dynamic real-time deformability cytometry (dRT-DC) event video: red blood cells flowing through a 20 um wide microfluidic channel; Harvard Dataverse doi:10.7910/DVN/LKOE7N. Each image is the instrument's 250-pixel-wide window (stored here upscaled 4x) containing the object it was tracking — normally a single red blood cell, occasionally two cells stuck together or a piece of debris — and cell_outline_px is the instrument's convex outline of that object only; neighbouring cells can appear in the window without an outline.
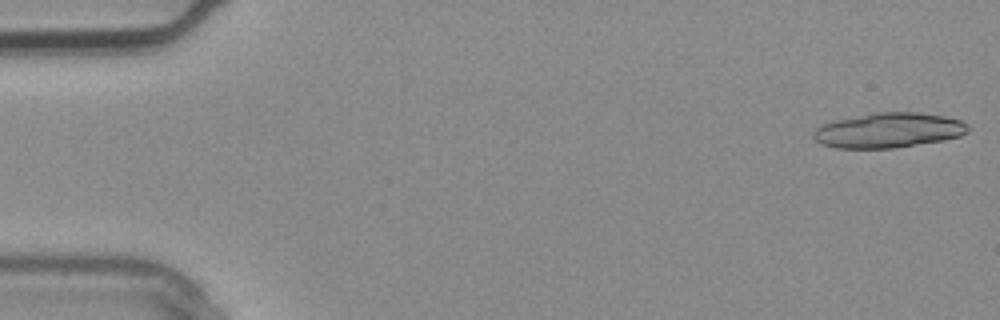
{"species": "common noctule bat (a hibernating species)", "species_latin": "Nyctalus noctula", "temperature_condition": "warm", "stored_images_in_passage": 4, "camera_frame_rate_fps": 3000, "um_per_image_px": 0.085, "animal": {"sex": "male", "body_mass_g": 20.4}, "frame": {"image": 1, "passage_image": 1, "time_ms": 0.0, "image_size_px": [1000, 320], "cell_outline_px": [[972, 128], [968, 132], [960, 136], [944, 140], [892, 148], [836, 148], [820, 144], [812, 136], [812, 132], [820, 124], [836, 120], [876, 112], [920, 112], [944, 116], [960, 120], [968, 124]], "centroid_in_image_um": [75.53, 11.07], "position_along_channel_um": 9.5, "area_um2": 31.67}}
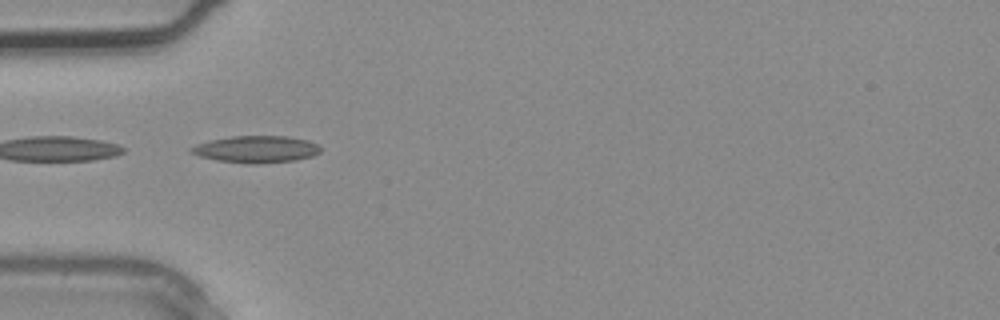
{"frame": {"image": 2, "passage_image": 4, "time_ms": 1.0, "image_size_px": [1000, 320], "cell_outline_px": [[320, 152], [312, 156], [296, 160], [252, 164], [248, 164], [216, 160], [200, 156], [188, 152], [188, 148], [196, 144], [212, 140], [232, 136], [288, 136], [308, 140], [316, 144], [320, 148]], "centroid_in_image_um": [21.75, 12.68], "position_along_channel_um": 63.3, "area_um2": 20.29}}